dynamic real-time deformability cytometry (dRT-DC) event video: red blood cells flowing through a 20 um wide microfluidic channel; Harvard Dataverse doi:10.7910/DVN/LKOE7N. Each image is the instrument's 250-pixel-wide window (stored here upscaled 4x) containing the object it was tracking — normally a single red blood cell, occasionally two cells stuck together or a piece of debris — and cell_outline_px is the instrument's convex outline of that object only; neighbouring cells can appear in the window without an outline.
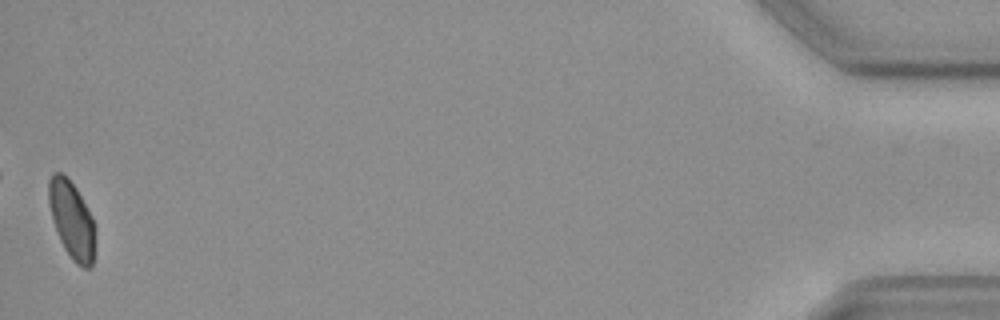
{"species": "common noctule bat (a hibernating species)", "species_latin": "Nyctalus noctula", "temperature_condition": "cold", "stored_images_in_passage": 56, "camera_frame_rate_fps": 3000, "um_per_image_px": 0.085, "animal": {"sex": "female", "body_mass_g": 19.3, "forearm_length_mm": 54.1}, "frame": {"image": 1, "passage_image": 56, "time_ms": 18.333, "image_size_px": [1000, 320], "cell_outline_px": [[92, 268], [84, 268], [76, 264], [72, 260], [64, 248], [60, 240], [52, 220], [48, 204], [48, 180], [52, 172], [60, 172], [76, 188], [92, 220]], "centroid_in_image_um": [6.01, 18.67], "position_along_channel_um": 429.2, "area_um2": 20.17}, "authors_computed_cell_mechanics": {"area_um2": 22.3397, "velocity_mm_per_s": 3.6568, "shape_relaxation_time_tau1_ms": 3.432, "shape_relaxation_time_tau2_ms": null, "deformation_change_tau1": 0.0485, "deformation_change_tau2": null}}